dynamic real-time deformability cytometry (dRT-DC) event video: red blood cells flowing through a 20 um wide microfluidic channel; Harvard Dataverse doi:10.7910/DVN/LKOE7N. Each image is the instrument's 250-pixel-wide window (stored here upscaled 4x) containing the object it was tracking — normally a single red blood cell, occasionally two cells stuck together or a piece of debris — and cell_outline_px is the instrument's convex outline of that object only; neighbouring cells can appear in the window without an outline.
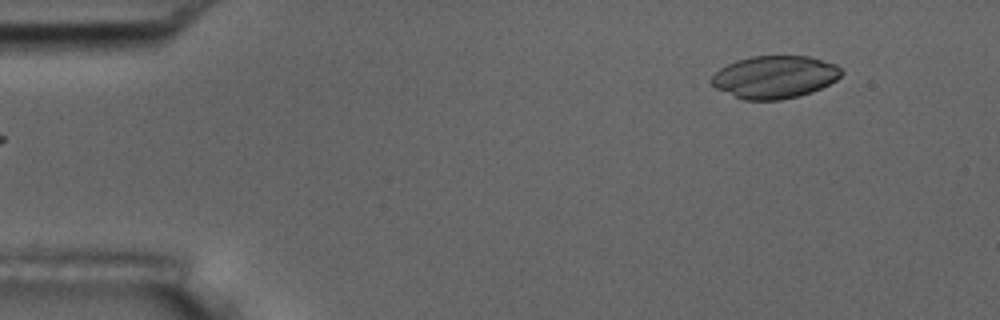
{"species": "common noctule bat (a hibernating species)", "species_latin": "Nyctalus noctula", "temperature_condition": "room temperature", "stored_images_in_passage": 6, "segment_of_instrument_passage": [2, 2], "camera_frame_rate_fps": 3000, "um_per_image_px": 0.085, "animal": {"sex": "male", "body_mass_g": 17.5, "forearm_length_mm": 52.3}, "frame": {"image": 1, "passage_image": 6, "time_ms": 6.0, "image_size_px": [1000, 320], "cell_outline_px": [[844, 72], [836, 80], [812, 92], [800, 96], [780, 100], [744, 100], [716, 88], [712, 84], [712, 76], [720, 68], [736, 60], [752, 56], [808, 56], [836, 64]], "centroid_in_image_um": [65.86, 6.54], "position_along_channel_um": 19.1, "area_um2": 32.14}}